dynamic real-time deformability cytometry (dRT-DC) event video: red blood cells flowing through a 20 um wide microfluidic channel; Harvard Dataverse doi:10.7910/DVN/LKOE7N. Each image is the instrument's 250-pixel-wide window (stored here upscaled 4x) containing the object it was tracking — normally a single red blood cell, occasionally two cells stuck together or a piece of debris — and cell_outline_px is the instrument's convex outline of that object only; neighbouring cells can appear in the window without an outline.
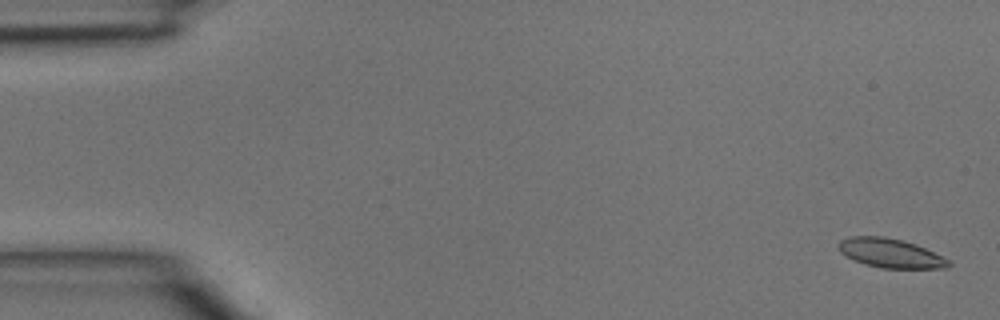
{"species": "common noctule bat (a hibernating species)", "species_latin": "Nyctalus noctula", "temperature_condition": "room temperature", "stored_images_in_passage": 4, "camera_frame_rate_fps": 3000, "um_per_image_px": 0.085, "animal": {"sex": "male", "body_mass_g": 15.6}, "frame": {"image": 1, "passage_image": 1, "time_ms": 0.0, "image_size_px": [1000, 320], "cell_outline_px": [[952, 264], [948, 268], [880, 268], [864, 264], [840, 252], [836, 244], [840, 240], [852, 236], [884, 236], [916, 244], [948, 260]], "centroid_in_image_um": [75.66, 21.52], "position_along_channel_um": 9.3, "area_um2": 18.5}}